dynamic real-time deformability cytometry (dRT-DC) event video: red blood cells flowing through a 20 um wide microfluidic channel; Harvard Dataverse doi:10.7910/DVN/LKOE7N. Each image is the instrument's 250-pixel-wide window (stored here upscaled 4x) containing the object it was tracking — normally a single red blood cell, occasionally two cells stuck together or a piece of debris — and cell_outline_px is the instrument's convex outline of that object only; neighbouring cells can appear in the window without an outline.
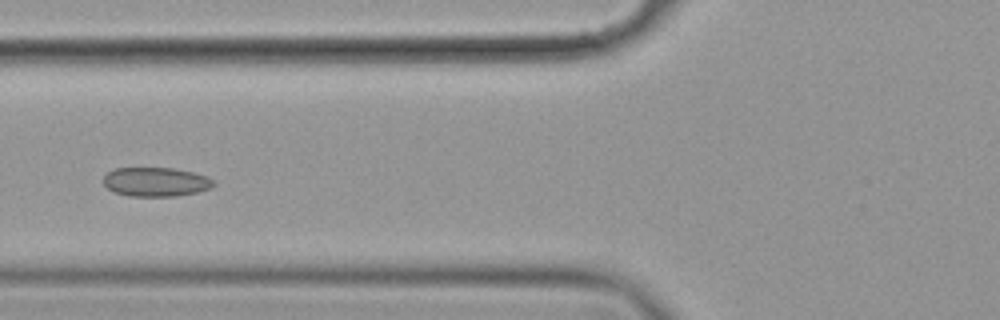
{"species": "common noctule bat (a hibernating species)", "species_latin": "Nyctalus noctula", "temperature_condition": "cold", "stored_images_in_passage": 9, "camera_frame_rate_fps": 3000, "um_per_image_px": 0.085, "animal": {"sex": "female", "body_mass_g": 19.9}, "frame": {"image": 1, "passage_image": 7, "time_ms": 2.0, "image_size_px": [1000, 320], "cell_outline_px": [[216, 184], [212, 188], [196, 192], [176, 196], [128, 196], [112, 192], [104, 184], [104, 176], [108, 172], [116, 168], [172, 168], [192, 172], [208, 176], [216, 180]], "centroid_in_image_um": [13.28, 15.46], "position_along_channel_um": 112.5, "area_um2": 18.84}}
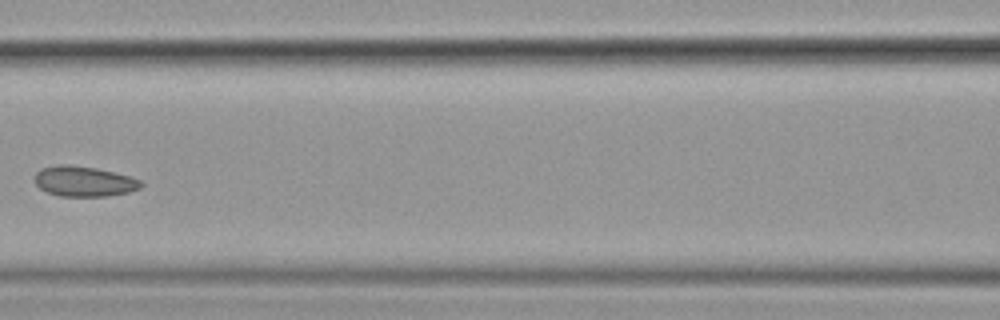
{"frame": {"image": 2, "passage_image": 8, "time_ms": 2.333, "image_size_px": [1000, 320], "cell_outline_px": [[144, 184], [140, 188], [128, 192], [104, 196], [60, 196], [48, 192], [40, 188], [32, 180], [36, 172], [40, 168], [56, 164], [68, 164], [96, 168], [128, 176], [140, 180]], "centroid_in_image_um": [7.08, 15.4], "position_along_channel_um": 159.5, "area_um2": 18.79}}
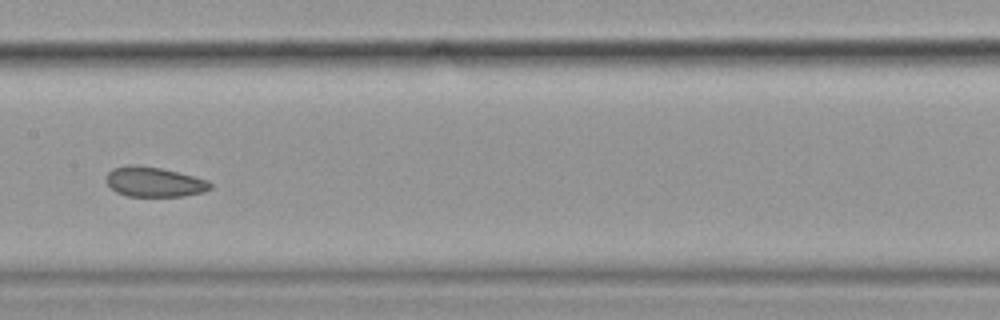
{"frame": {"image": 3, "passage_image": 9, "time_ms": 2.667, "image_size_px": [1000, 320], "cell_outline_px": [[212, 188], [204, 192], [184, 196], [128, 196], [116, 192], [104, 180], [108, 172], [112, 168], [132, 164], [160, 168], [208, 180], [212, 184]], "centroid_in_image_um": [13.09, 15.47], "position_along_channel_um": 194.3, "area_um2": 18.09}}